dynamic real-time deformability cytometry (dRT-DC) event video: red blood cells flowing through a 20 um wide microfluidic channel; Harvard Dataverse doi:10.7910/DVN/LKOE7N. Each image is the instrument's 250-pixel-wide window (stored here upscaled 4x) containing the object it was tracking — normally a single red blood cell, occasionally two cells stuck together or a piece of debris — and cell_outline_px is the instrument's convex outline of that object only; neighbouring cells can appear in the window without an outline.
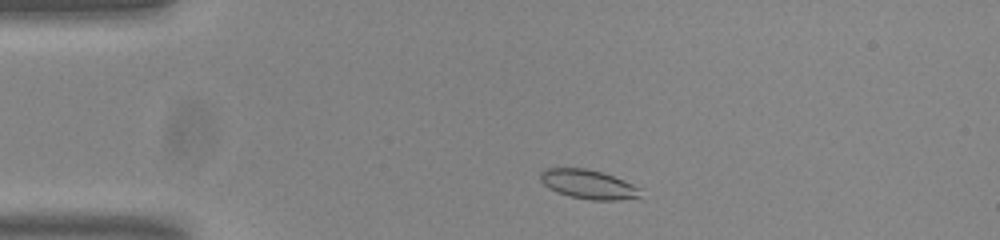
{"species": "common noctule bat (a hibernating species)", "species_latin": "Nyctalus noctula", "temperature_condition": "room temperature", "stored_images_in_passage": 47, "camera_frame_rate_fps": 3000, "um_per_image_px": 0.085, "animal": {"sex": "male", "body_mass_g": 20.0, "forearm_length_mm": 53.3}, "frame": {"image": 1, "passage_image": 4, "time_ms": 1.0, "image_size_px": [1000, 240], "cell_outline_px": [[640, 196], [616, 200], [592, 200], [572, 196], [556, 192], [548, 188], [540, 180], [540, 172], [548, 168], [584, 168], [600, 172], [612, 176], [632, 184], [640, 188]], "centroid_in_image_um": [49.96, 15.66], "position_along_channel_um": 35.0, "area_um2": 16.65}}
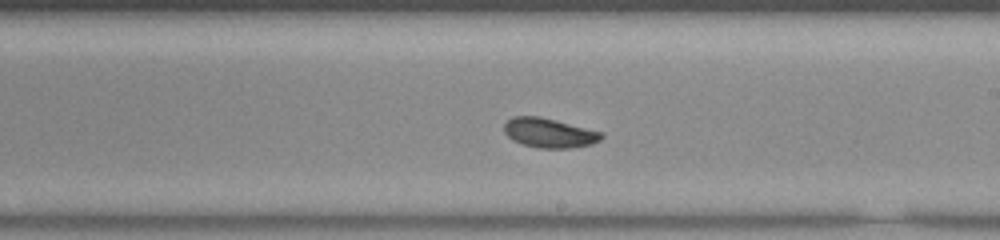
{"frame": {"image": 2, "passage_image": 24, "time_ms": 7.667, "image_size_px": [1000, 240], "cell_outline_px": [[604, 136], [600, 140], [592, 144], [572, 148], [540, 148], [524, 144], [512, 140], [504, 132], [504, 124], [512, 116], [540, 116], [604, 132]], "centroid_in_image_um": [46.71, 11.29], "position_along_channel_um": 242.3, "area_um2": 16.82}}
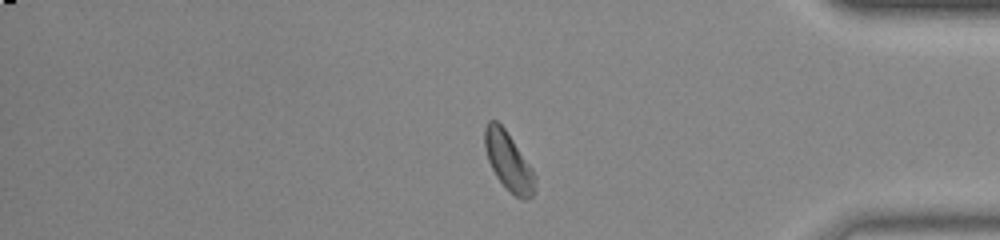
{"frame": {"image": 3, "passage_image": 38, "time_ms": 12.333, "image_size_px": [1000, 240], "cell_outline_px": [[536, 176], [532, 196], [524, 200], [516, 196], [496, 176], [488, 160], [484, 144], [484, 128], [488, 120], [496, 120], [504, 128], [532, 168]], "centroid_in_image_um": [43.21, 13.68], "position_along_channel_um": 392.0, "area_um2": 16.65}, "authors_computed_cell_mechanics": {"area_um2": 16.8198, "velocity_mm_per_s": 3.7442, "shape_relaxation_time_tau1_ms": 2.7934, "shape_relaxation_time_tau2_ms": null, "deformation_change_tau1": 0.0979, "deformation_change_tau2": null}}